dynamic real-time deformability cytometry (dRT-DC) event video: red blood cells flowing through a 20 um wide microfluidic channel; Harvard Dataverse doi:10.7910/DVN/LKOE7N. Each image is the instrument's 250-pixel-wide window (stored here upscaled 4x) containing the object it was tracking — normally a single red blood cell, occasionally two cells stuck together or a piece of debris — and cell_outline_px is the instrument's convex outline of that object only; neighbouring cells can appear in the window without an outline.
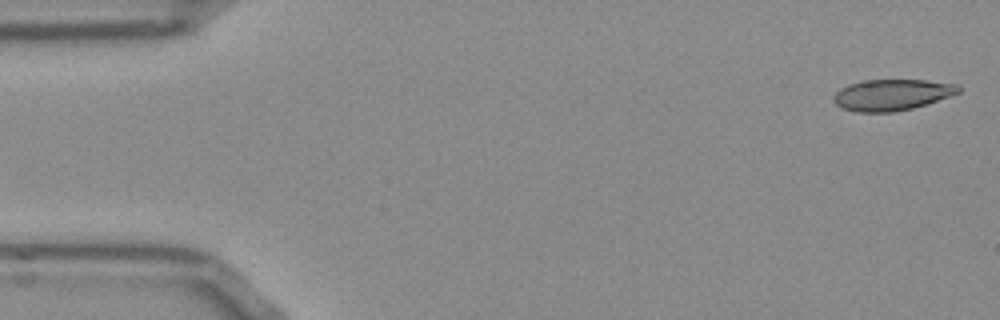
{"species": "Egyptian fruit bat (a non-hibernating species)", "species_latin": "Rousettus aegyptiacus", "temperature_condition": "room temperature", "stored_images_in_passage": 45, "camera_frame_rate_fps": 3000, "um_per_image_px": 0.085, "frame": {"image": 1, "passage_image": 1, "time_ms": 0.0, "image_size_px": [1000, 320], "cell_outline_px": [[960, 92], [912, 108], [892, 112], [856, 112], [840, 108], [832, 100], [832, 96], [840, 88], [848, 84], [864, 80], [928, 80], [956, 84], [960, 88]], "centroid_in_image_um": [75.74, 8.05], "position_along_channel_um": 9.3, "area_um2": 22.6}}
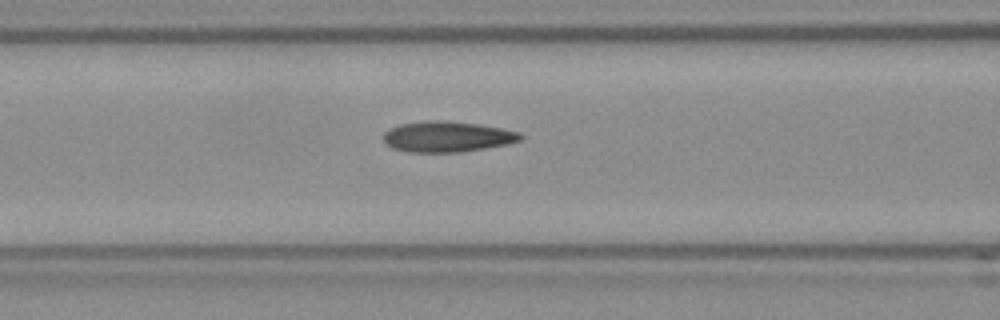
{"frame": {"image": 2, "passage_image": 20, "time_ms": 6.333, "image_size_px": [1000, 320], "cell_outline_px": [[524, 136], [520, 140], [508, 144], [460, 152], [408, 152], [392, 148], [384, 144], [384, 132], [388, 128], [400, 124], [424, 120], [444, 120], [480, 124], [504, 128], [520, 132]], "centroid_in_image_um": [38.0, 11.6], "position_along_channel_um": 128.6, "area_um2": 24.85}}
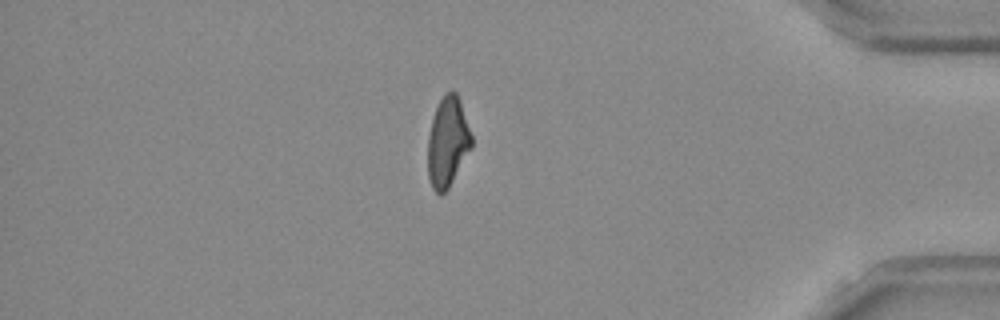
{"frame": {"image": 3, "passage_image": 44, "time_ms": 14.333, "image_size_px": [1000, 320], "cell_outline_px": [[472, 148], [448, 188], [440, 196], [432, 188], [428, 176], [428, 136], [432, 120], [436, 108], [444, 92], [456, 92], [460, 100], [472, 136]], "centroid_in_image_um": [38.05, 12.08], "position_along_channel_um": 397.1, "area_um2": 22.83}}